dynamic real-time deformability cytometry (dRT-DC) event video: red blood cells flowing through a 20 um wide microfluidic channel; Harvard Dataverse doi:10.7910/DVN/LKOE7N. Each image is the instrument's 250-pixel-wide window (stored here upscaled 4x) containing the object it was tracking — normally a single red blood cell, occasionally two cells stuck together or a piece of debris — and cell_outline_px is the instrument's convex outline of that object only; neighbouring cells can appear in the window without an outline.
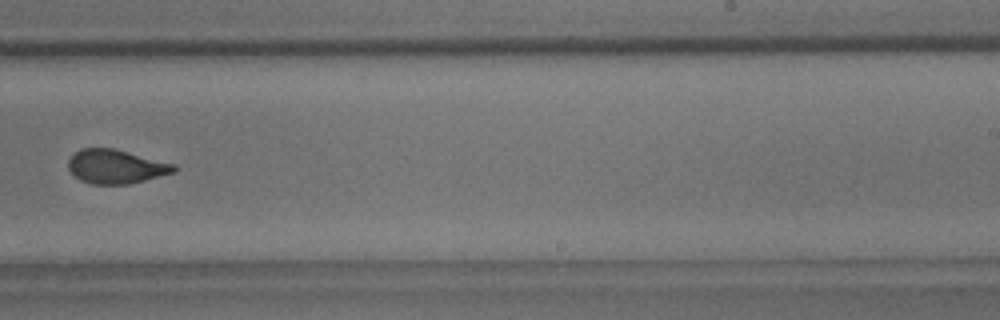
{"species": "common noctule bat (a hibernating species)", "species_latin": "Nyctalus noctula", "temperature_condition": "room temperature", "stored_images_in_passage": 9, "camera_frame_rate_fps": 3000, "um_per_image_px": 0.085, "animal": {"sex": "male", "body_mass_g": 18.8}, "frame": {"image": 1, "passage_image": 9, "time_ms": 10.667, "image_size_px": [1000, 320], "cell_outline_px": [[176, 172], [128, 184], [92, 184], [80, 180], [68, 168], [68, 160], [80, 148], [112, 148], [176, 164]], "centroid_in_image_um": [9.86, 14.16], "position_along_channel_um": 279.1, "area_um2": 20.75}}